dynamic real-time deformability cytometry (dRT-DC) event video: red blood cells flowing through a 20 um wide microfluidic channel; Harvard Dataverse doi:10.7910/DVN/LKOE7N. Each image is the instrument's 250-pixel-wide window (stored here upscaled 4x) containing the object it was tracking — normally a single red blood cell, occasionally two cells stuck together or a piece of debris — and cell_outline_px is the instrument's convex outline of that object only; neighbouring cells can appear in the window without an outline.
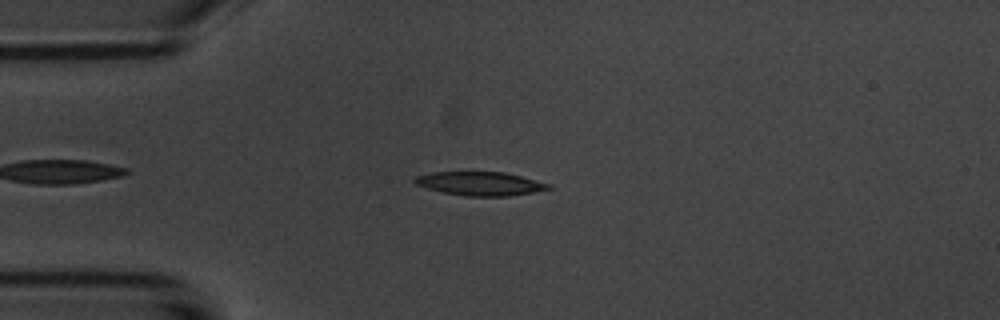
{"species": "common noctule bat (a hibernating species)", "species_latin": "Nyctalus noctula", "temperature_condition": "room temperature", "stored_images_in_passage": 5, "camera_frame_rate_fps": 3000, "um_per_image_px": 0.085, "animal": {"sex": "male", "body_mass_g": 20.1, "forearm_length_mm": 53.5}, "frame": {"image": 1, "passage_image": 3, "time_ms": 3.333, "image_size_px": [1000, 320], "cell_outline_px": [[552, 188], [532, 192], [508, 196], [464, 196], [444, 192], [428, 188], [416, 184], [412, 180], [416, 176], [432, 172], [504, 172], [552, 184]], "centroid_in_image_um": [40.82, 15.6], "position_along_channel_um": 44.2, "area_um2": 18.32}}
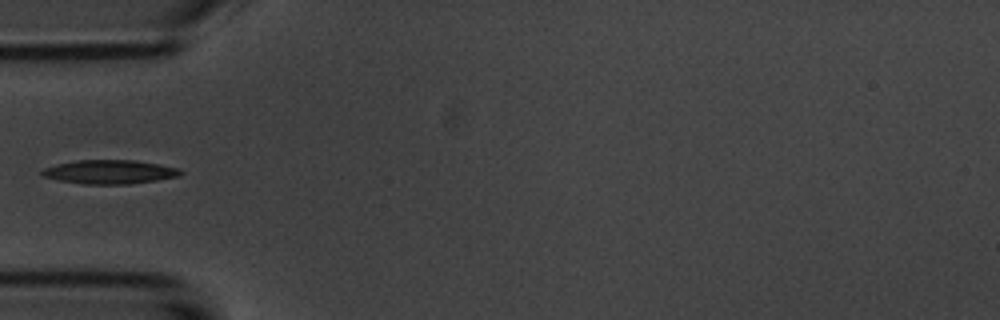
{"frame": {"image": 2, "passage_image": 4, "time_ms": 4.667, "image_size_px": [1000, 320], "cell_outline_px": [[184, 172], [180, 176], [156, 180], [128, 184], [84, 184], [60, 180], [44, 176], [40, 172], [44, 168], [56, 164], [76, 160], [136, 160], [160, 164], [176, 168]], "centroid_in_image_um": [9.33, 14.6], "position_along_channel_um": 75.7, "area_um2": 19.19}}